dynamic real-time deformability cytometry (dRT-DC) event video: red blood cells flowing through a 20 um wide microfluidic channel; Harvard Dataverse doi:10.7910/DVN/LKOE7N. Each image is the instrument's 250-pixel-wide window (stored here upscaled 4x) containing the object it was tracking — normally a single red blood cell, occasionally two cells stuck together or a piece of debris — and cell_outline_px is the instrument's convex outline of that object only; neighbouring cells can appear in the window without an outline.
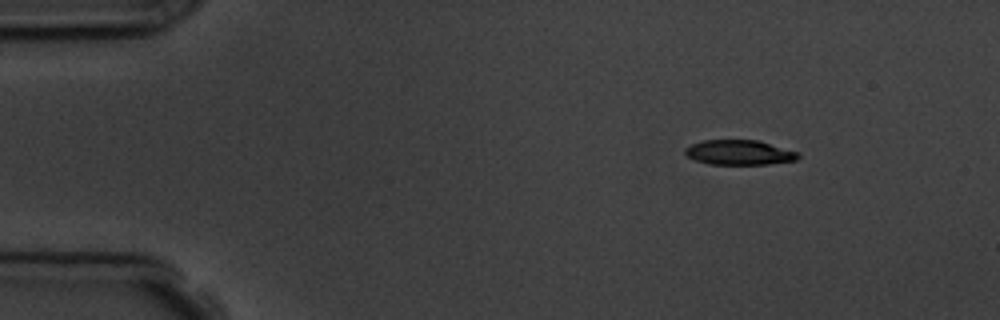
{"species": "common noctule bat (a hibernating species)", "species_latin": "Nyctalus noctula", "temperature_condition": "room temperature", "stored_images_in_passage": 6, "segment_of_instrument_passage": [2, 2], "camera_frame_rate_fps": 3000, "um_per_image_px": 0.085, "animal": {"sex": "male", "body_mass_g": 19.5, "forearm_length_mm": 54.6}, "frame": {"image": 1, "passage_image": 6, "time_ms": 6.667, "image_size_px": [1000, 320], "cell_outline_px": [[800, 156], [796, 160], [768, 164], [708, 164], [696, 160], [688, 156], [684, 152], [684, 148], [692, 144], [704, 140], [756, 140], [800, 152]], "centroid_in_image_um": [62.85, 12.96], "position_along_channel_um": 22.2, "area_um2": 16.3}}